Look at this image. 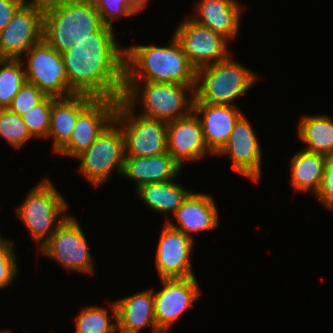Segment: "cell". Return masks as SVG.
Returning <instances> with one entry per match:
<instances>
[{"instance_id":"obj_1","label":"cell","mask_w":333,"mask_h":333,"mask_svg":"<svg viewBox=\"0 0 333 333\" xmlns=\"http://www.w3.org/2000/svg\"><path fill=\"white\" fill-rule=\"evenodd\" d=\"M114 29L104 25L92 37L74 39L62 53L71 95L122 99L125 48L118 45Z\"/></svg>"},{"instance_id":"obj_2","label":"cell","mask_w":333,"mask_h":333,"mask_svg":"<svg viewBox=\"0 0 333 333\" xmlns=\"http://www.w3.org/2000/svg\"><path fill=\"white\" fill-rule=\"evenodd\" d=\"M196 73L174 35L166 46L133 43L125 48L124 81L195 85Z\"/></svg>"},{"instance_id":"obj_3","label":"cell","mask_w":333,"mask_h":333,"mask_svg":"<svg viewBox=\"0 0 333 333\" xmlns=\"http://www.w3.org/2000/svg\"><path fill=\"white\" fill-rule=\"evenodd\" d=\"M104 25L93 0H44L43 39L60 54Z\"/></svg>"},{"instance_id":"obj_4","label":"cell","mask_w":333,"mask_h":333,"mask_svg":"<svg viewBox=\"0 0 333 333\" xmlns=\"http://www.w3.org/2000/svg\"><path fill=\"white\" fill-rule=\"evenodd\" d=\"M194 87L175 83L124 81L122 99L131 108L141 102L143 110L140 115L168 123L193 111Z\"/></svg>"},{"instance_id":"obj_5","label":"cell","mask_w":333,"mask_h":333,"mask_svg":"<svg viewBox=\"0 0 333 333\" xmlns=\"http://www.w3.org/2000/svg\"><path fill=\"white\" fill-rule=\"evenodd\" d=\"M258 78L257 73L230 55L197 70L194 102L234 105L235 100L245 95Z\"/></svg>"},{"instance_id":"obj_6","label":"cell","mask_w":333,"mask_h":333,"mask_svg":"<svg viewBox=\"0 0 333 333\" xmlns=\"http://www.w3.org/2000/svg\"><path fill=\"white\" fill-rule=\"evenodd\" d=\"M50 179L43 178L16 208L18 219L28 229L38 249L69 216V204Z\"/></svg>"},{"instance_id":"obj_7","label":"cell","mask_w":333,"mask_h":333,"mask_svg":"<svg viewBox=\"0 0 333 333\" xmlns=\"http://www.w3.org/2000/svg\"><path fill=\"white\" fill-rule=\"evenodd\" d=\"M113 121L124 139L125 156L150 157L167 152V123L137 114L123 99Z\"/></svg>"},{"instance_id":"obj_8","label":"cell","mask_w":333,"mask_h":333,"mask_svg":"<svg viewBox=\"0 0 333 333\" xmlns=\"http://www.w3.org/2000/svg\"><path fill=\"white\" fill-rule=\"evenodd\" d=\"M75 159L80 161L79 174L92 184L101 186L112 176V171L122 175L125 162L123 135L112 121L94 143Z\"/></svg>"},{"instance_id":"obj_9","label":"cell","mask_w":333,"mask_h":333,"mask_svg":"<svg viewBox=\"0 0 333 333\" xmlns=\"http://www.w3.org/2000/svg\"><path fill=\"white\" fill-rule=\"evenodd\" d=\"M38 251L68 271L94 273V258L84 231L73 215L65 219Z\"/></svg>"},{"instance_id":"obj_10","label":"cell","mask_w":333,"mask_h":333,"mask_svg":"<svg viewBox=\"0 0 333 333\" xmlns=\"http://www.w3.org/2000/svg\"><path fill=\"white\" fill-rule=\"evenodd\" d=\"M21 60L23 64L26 62V81L36 85L45 95L56 98L71 96L62 54L44 39L33 45Z\"/></svg>"},{"instance_id":"obj_11","label":"cell","mask_w":333,"mask_h":333,"mask_svg":"<svg viewBox=\"0 0 333 333\" xmlns=\"http://www.w3.org/2000/svg\"><path fill=\"white\" fill-rule=\"evenodd\" d=\"M44 0L25 2L0 31V59H21L43 39Z\"/></svg>"},{"instance_id":"obj_12","label":"cell","mask_w":333,"mask_h":333,"mask_svg":"<svg viewBox=\"0 0 333 333\" xmlns=\"http://www.w3.org/2000/svg\"><path fill=\"white\" fill-rule=\"evenodd\" d=\"M173 35L196 70L225 60L232 54L227 38L188 16L179 23Z\"/></svg>"},{"instance_id":"obj_13","label":"cell","mask_w":333,"mask_h":333,"mask_svg":"<svg viewBox=\"0 0 333 333\" xmlns=\"http://www.w3.org/2000/svg\"><path fill=\"white\" fill-rule=\"evenodd\" d=\"M162 289L154 292V310L157 329L168 332L187 309L193 307L201 292L196 276L162 278Z\"/></svg>"},{"instance_id":"obj_14","label":"cell","mask_w":333,"mask_h":333,"mask_svg":"<svg viewBox=\"0 0 333 333\" xmlns=\"http://www.w3.org/2000/svg\"><path fill=\"white\" fill-rule=\"evenodd\" d=\"M119 100L94 98L78 115L69 141L56 153L76 158L113 121Z\"/></svg>"},{"instance_id":"obj_15","label":"cell","mask_w":333,"mask_h":333,"mask_svg":"<svg viewBox=\"0 0 333 333\" xmlns=\"http://www.w3.org/2000/svg\"><path fill=\"white\" fill-rule=\"evenodd\" d=\"M225 155L232 160L234 170L258 183L261 179L262 150L254 128L242 114L236 121L227 143L215 156Z\"/></svg>"},{"instance_id":"obj_16","label":"cell","mask_w":333,"mask_h":333,"mask_svg":"<svg viewBox=\"0 0 333 333\" xmlns=\"http://www.w3.org/2000/svg\"><path fill=\"white\" fill-rule=\"evenodd\" d=\"M160 232L155 255L160 279L194 277L191 263L194 239L166 222Z\"/></svg>"},{"instance_id":"obj_17","label":"cell","mask_w":333,"mask_h":333,"mask_svg":"<svg viewBox=\"0 0 333 333\" xmlns=\"http://www.w3.org/2000/svg\"><path fill=\"white\" fill-rule=\"evenodd\" d=\"M167 152L183 168L184 163H195L209 153L202 124L192 111L190 114L167 123Z\"/></svg>"},{"instance_id":"obj_18","label":"cell","mask_w":333,"mask_h":333,"mask_svg":"<svg viewBox=\"0 0 333 333\" xmlns=\"http://www.w3.org/2000/svg\"><path fill=\"white\" fill-rule=\"evenodd\" d=\"M211 194L191 192L173 214L177 224L166 223L193 239L194 233L214 230L219 225V212Z\"/></svg>"},{"instance_id":"obj_19","label":"cell","mask_w":333,"mask_h":333,"mask_svg":"<svg viewBox=\"0 0 333 333\" xmlns=\"http://www.w3.org/2000/svg\"><path fill=\"white\" fill-rule=\"evenodd\" d=\"M193 111L202 124L208 150L215 156L227 143L236 121L243 114L236 105L194 102Z\"/></svg>"},{"instance_id":"obj_20","label":"cell","mask_w":333,"mask_h":333,"mask_svg":"<svg viewBox=\"0 0 333 333\" xmlns=\"http://www.w3.org/2000/svg\"><path fill=\"white\" fill-rule=\"evenodd\" d=\"M196 12L190 16L197 23L208 27L232 41L236 38L245 7L238 0H200Z\"/></svg>"},{"instance_id":"obj_21","label":"cell","mask_w":333,"mask_h":333,"mask_svg":"<svg viewBox=\"0 0 333 333\" xmlns=\"http://www.w3.org/2000/svg\"><path fill=\"white\" fill-rule=\"evenodd\" d=\"M114 302L119 333H139L147 326H151L152 333H160L155 320L153 289L125 296Z\"/></svg>"},{"instance_id":"obj_22","label":"cell","mask_w":333,"mask_h":333,"mask_svg":"<svg viewBox=\"0 0 333 333\" xmlns=\"http://www.w3.org/2000/svg\"><path fill=\"white\" fill-rule=\"evenodd\" d=\"M182 167L168 153L150 157L125 156L122 176L133 181L135 188L154 182L172 181Z\"/></svg>"},{"instance_id":"obj_23","label":"cell","mask_w":333,"mask_h":333,"mask_svg":"<svg viewBox=\"0 0 333 333\" xmlns=\"http://www.w3.org/2000/svg\"><path fill=\"white\" fill-rule=\"evenodd\" d=\"M94 99L85 94L56 98L52 103L48 139L53 138L52 152L57 153L70 139L79 113Z\"/></svg>"},{"instance_id":"obj_24","label":"cell","mask_w":333,"mask_h":333,"mask_svg":"<svg viewBox=\"0 0 333 333\" xmlns=\"http://www.w3.org/2000/svg\"><path fill=\"white\" fill-rule=\"evenodd\" d=\"M327 157L318 153H310L305 149L298 150L290 158L291 185L295 191H311L316 195L323 178V169Z\"/></svg>"},{"instance_id":"obj_25","label":"cell","mask_w":333,"mask_h":333,"mask_svg":"<svg viewBox=\"0 0 333 333\" xmlns=\"http://www.w3.org/2000/svg\"><path fill=\"white\" fill-rule=\"evenodd\" d=\"M298 138L310 153L333 156V120L327 114L303 115L297 123Z\"/></svg>"},{"instance_id":"obj_26","label":"cell","mask_w":333,"mask_h":333,"mask_svg":"<svg viewBox=\"0 0 333 333\" xmlns=\"http://www.w3.org/2000/svg\"><path fill=\"white\" fill-rule=\"evenodd\" d=\"M135 190L139 199L152 211L162 214L172 212V215L193 191L177 184L175 180L145 184Z\"/></svg>"},{"instance_id":"obj_27","label":"cell","mask_w":333,"mask_h":333,"mask_svg":"<svg viewBox=\"0 0 333 333\" xmlns=\"http://www.w3.org/2000/svg\"><path fill=\"white\" fill-rule=\"evenodd\" d=\"M110 305V310L96 305L83 307L75 318L76 333H118L115 302ZM109 311L115 323L111 322Z\"/></svg>"},{"instance_id":"obj_28","label":"cell","mask_w":333,"mask_h":333,"mask_svg":"<svg viewBox=\"0 0 333 333\" xmlns=\"http://www.w3.org/2000/svg\"><path fill=\"white\" fill-rule=\"evenodd\" d=\"M21 59H0V109L8 108L26 82Z\"/></svg>"},{"instance_id":"obj_29","label":"cell","mask_w":333,"mask_h":333,"mask_svg":"<svg viewBox=\"0 0 333 333\" xmlns=\"http://www.w3.org/2000/svg\"><path fill=\"white\" fill-rule=\"evenodd\" d=\"M0 136L17 150L34 139L22 116L8 108L0 109Z\"/></svg>"},{"instance_id":"obj_30","label":"cell","mask_w":333,"mask_h":333,"mask_svg":"<svg viewBox=\"0 0 333 333\" xmlns=\"http://www.w3.org/2000/svg\"><path fill=\"white\" fill-rule=\"evenodd\" d=\"M105 25L113 27V22L122 17H132L146 7L139 0H93Z\"/></svg>"},{"instance_id":"obj_31","label":"cell","mask_w":333,"mask_h":333,"mask_svg":"<svg viewBox=\"0 0 333 333\" xmlns=\"http://www.w3.org/2000/svg\"><path fill=\"white\" fill-rule=\"evenodd\" d=\"M55 99L56 97L46 96L40 103L22 115L23 121L34 138L47 139L52 103Z\"/></svg>"},{"instance_id":"obj_32","label":"cell","mask_w":333,"mask_h":333,"mask_svg":"<svg viewBox=\"0 0 333 333\" xmlns=\"http://www.w3.org/2000/svg\"><path fill=\"white\" fill-rule=\"evenodd\" d=\"M14 241L0 235V289L9 286L19 273Z\"/></svg>"},{"instance_id":"obj_33","label":"cell","mask_w":333,"mask_h":333,"mask_svg":"<svg viewBox=\"0 0 333 333\" xmlns=\"http://www.w3.org/2000/svg\"><path fill=\"white\" fill-rule=\"evenodd\" d=\"M46 96L36 85L26 81L13 98L8 109L22 116Z\"/></svg>"},{"instance_id":"obj_34","label":"cell","mask_w":333,"mask_h":333,"mask_svg":"<svg viewBox=\"0 0 333 333\" xmlns=\"http://www.w3.org/2000/svg\"><path fill=\"white\" fill-rule=\"evenodd\" d=\"M315 196L326 208L333 209V156L327 157L320 189Z\"/></svg>"},{"instance_id":"obj_35","label":"cell","mask_w":333,"mask_h":333,"mask_svg":"<svg viewBox=\"0 0 333 333\" xmlns=\"http://www.w3.org/2000/svg\"><path fill=\"white\" fill-rule=\"evenodd\" d=\"M25 2V0H0V31L9 24L14 14Z\"/></svg>"},{"instance_id":"obj_36","label":"cell","mask_w":333,"mask_h":333,"mask_svg":"<svg viewBox=\"0 0 333 333\" xmlns=\"http://www.w3.org/2000/svg\"><path fill=\"white\" fill-rule=\"evenodd\" d=\"M145 7H147L150 0H139Z\"/></svg>"},{"instance_id":"obj_37","label":"cell","mask_w":333,"mask_h":333,"mask_svg":"<svg viewBox=\"0 0 333 333\" xmlns=\"http://www.w3.org/2000/svg\"><path fill=\"white\" fill-rule=\"evenodd\" d=\"M9 332H10V331H6V332H5V331H2V330L0 331V333H9Z\"/></svg>"}]
</instances>
